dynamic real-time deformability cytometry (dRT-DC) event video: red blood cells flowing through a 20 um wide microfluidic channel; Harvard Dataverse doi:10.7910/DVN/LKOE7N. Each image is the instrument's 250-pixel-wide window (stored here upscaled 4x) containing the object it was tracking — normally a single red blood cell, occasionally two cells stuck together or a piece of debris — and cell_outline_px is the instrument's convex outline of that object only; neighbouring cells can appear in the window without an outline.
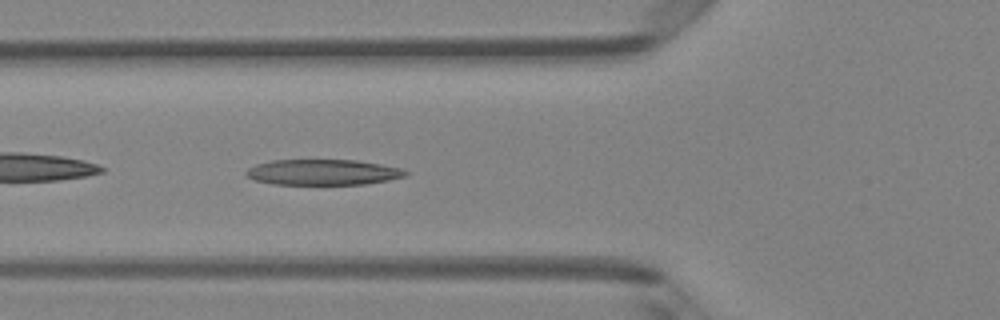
{"species": "Egyptian fruit bat (a non-hibernating species)", "species_latin": "Rousettus aegyptiacus", "temperature_condition": "room temperature", "stored_images_in_passage": 35, "camera_frame_rate_fps": 3000, "um_per_image_px": 0.085, "animal": {"sex": "female"}, "frame": {"image": 1, "passage_image": 4, "time_ms": 1.0, "image_size_px": [1000, 320], "cell_outline_px": [[412, 172], [408, 176], [388, 180], [364, 184], [272, 184], [256, 180], [248, 176], [244, 172], [248, 168], [256, 164], [272, 160], [356, 160], [404, 168]], "centroid_in_image_um": [27.52, 14.63], "position_along_channel_um": 98.3, "area_um2": 23.93}}
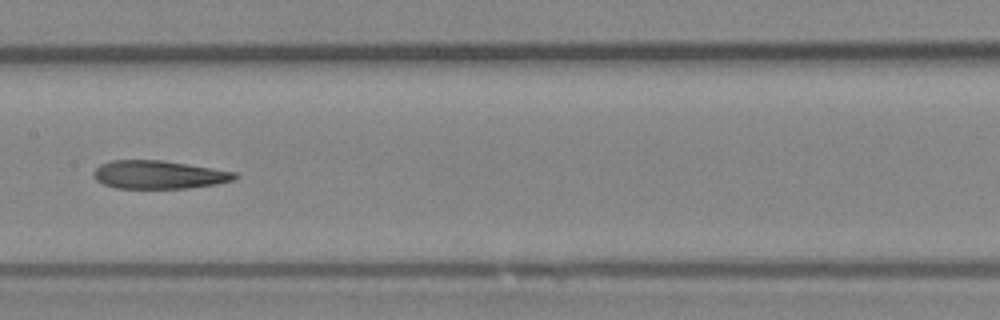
{"frame": {"image": 2, "passage_image": 11, "time_ms": 3.333, "image_size_px": [1000, 320], "cell_outline_px": [[240, 176], [236, 180], [216, 184], [188, 188], [116, 188], [104, 184], [96, 180], [92, 176], [92, 172], [100, 164], [112, 160], [164, 160], [236, 172]], "centroid_in_image_um": [13.51, 14.84], "position_along_channel_um": 193.9, "area_um2": 23.41}}
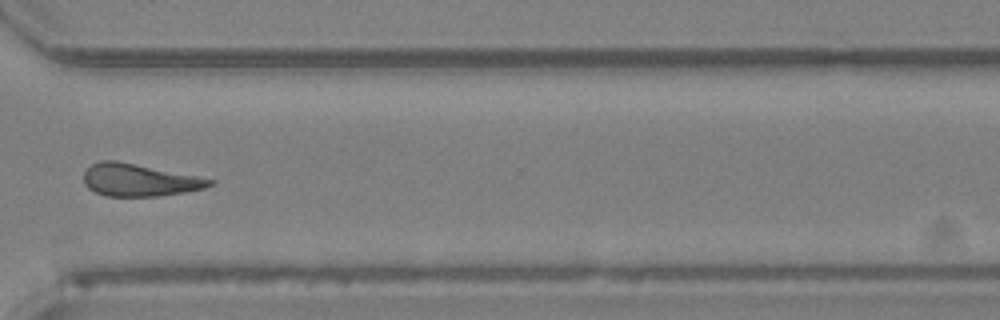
{"frame": {"image": 3, "passage_image": 23, "time_ms": 7.333, "image_size_px": [1000, 320], "cell_outline_px": [[216, 180], [212, 184], [204, 188], [184, 192], [156, 196], [108, 196], [96, 192], [88, 188], [84, 184], [84, 172], [92, 164], [100, 160], [116, 160]], "centroid_in_image_um": [11.8, 15.3], "position_along_channel_um": 358.8, "area_um2": 23.47}, "authors_computed_cell_mechanics": {"area_um2": 23.9292, "velocity_mm_per_s": 4.1074, "shape_relaxation_time_tau1_ms": 10.6086, "shape_relaxation_time_tau2_ms": 5.5264, "deformation_change_tau1": 0.2788, "deformation_change_tau2": 0.1541}}